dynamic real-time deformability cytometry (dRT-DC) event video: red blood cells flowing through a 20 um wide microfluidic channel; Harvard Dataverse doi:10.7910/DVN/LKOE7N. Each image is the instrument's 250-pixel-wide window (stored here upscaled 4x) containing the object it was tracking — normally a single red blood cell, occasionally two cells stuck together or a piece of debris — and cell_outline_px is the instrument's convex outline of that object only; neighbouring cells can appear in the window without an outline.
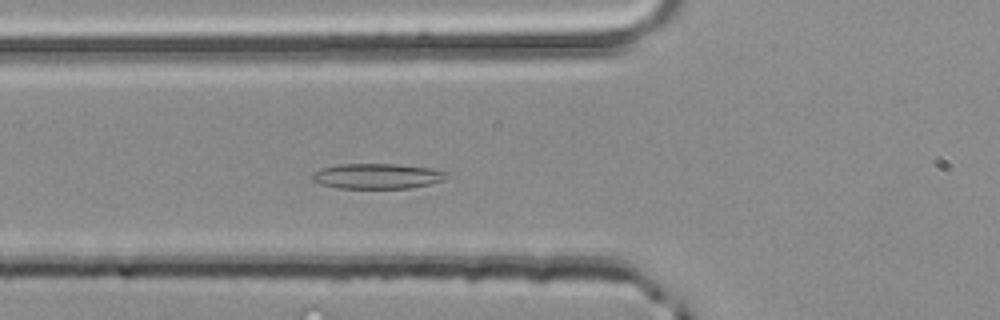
{"species": "common noctule bat (a hibernating species)", "species_latin": "Nyctalus noctula", "temperature_condition": "room temperature", "stored_images_in_passage": 44, "camera_frame_rate_fps": 3000, "um_per_image_px": 0.085, "animal": {"sex": "male", "body_mass_g": 20.4}, "frame": {"image": 1, "passage_image": 11, "time_ms": 3.333, "image_size_px": [1000, 320], "cell_outline_px": [[448, 176], [444, 180], [428, 184], [408, 188], [340, 188], [320, 184], [312, 180], [312, 172], [320, 168], [336, 164], [396, 164], [432, 168], [448, 172]], "centroid_in_image_um": [32.04, 14.96], "position_along_channel_um": 93.8, "area_um2": 19.88}}
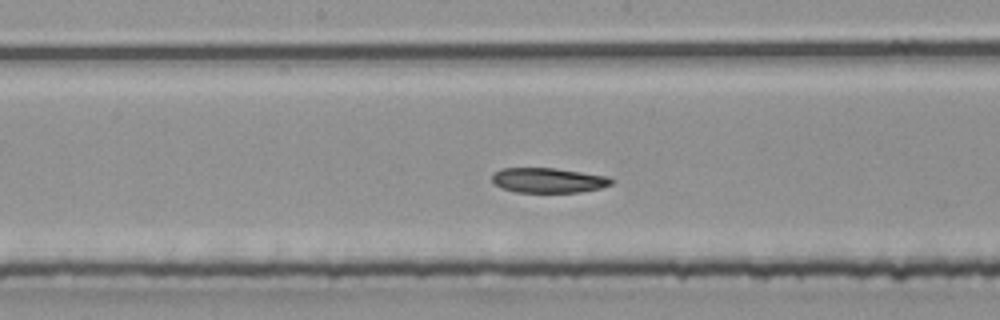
{"frame": {"image": 2, "passage_image": 19, "time_ms": 6.0, "image_size_px": [1000, 320], "cell_outline_px": [[612, 184], [600, 188], [580, 192], [516, 192], [504, 188], [496, 184], [492, 180], [492, 172], [500, 168], [556, 168], [608, 176], [612, 180]], "centroid_in_image_um": [46.6, 15.31], "position_along_channel_um": 201.6, "area_um2": 17.28}}
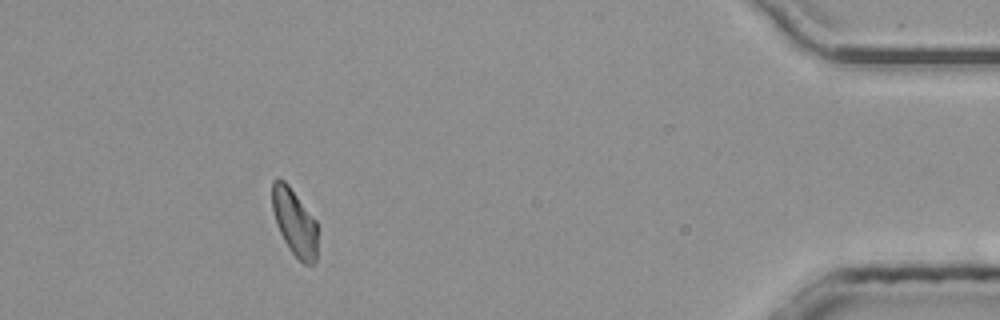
{"frame": {"image": 3, "passage_image": 39, "time_ms": 12.667, "image_size_px": [1000, 320], "cell_outline_px": [[316, 264], [304, 264], [288, 248], [276, 224], [272, 208], [272, 180], [284, 180], [288, 184], [316, 220]], "centroid_in_image_um": [25.03, 18.89], "position_along_channel_um": 410.2, "area_um2": 17.46}}